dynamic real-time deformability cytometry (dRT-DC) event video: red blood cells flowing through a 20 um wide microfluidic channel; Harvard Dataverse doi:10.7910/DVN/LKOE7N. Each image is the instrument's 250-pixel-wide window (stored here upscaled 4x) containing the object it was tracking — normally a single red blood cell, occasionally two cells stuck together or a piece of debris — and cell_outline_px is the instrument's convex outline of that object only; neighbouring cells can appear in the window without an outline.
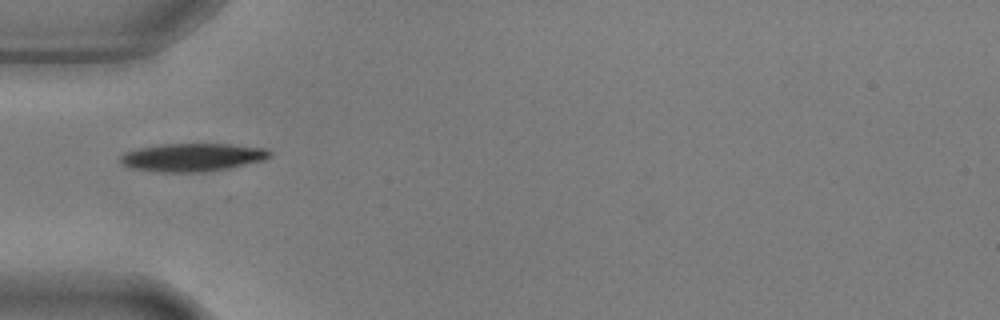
{"species": "common noctule bat (a hibernating species)", "species_latin": "Nyctalus noctula", "temperature_condition": "warm", "stored_images_in_passage": 12, "camera_frame_rate_fps": 3000, "um_per_image_px": 0.085, "animal": {"sex": "male", "body_mass_g": 17.9, "forearm_length_mm": 54.2}, "frame": {"image": 1, "passage_image": 1, "time_ms": 0.0, "image_size_px": [1000, 320], "cell_outline_px": [[272, 156], [264, 160], [228, 168], [204, 172], [160, 172], [132, 168], [120, 164], [120, 156], [124, 152], [140, 148], [160, 144], [232, 144], [268, 148], [272, 152]], "centroid_in_image_um": [16.38, 13.37], "position_along_channel_um": 68.6, "area_um2": 24.62}}
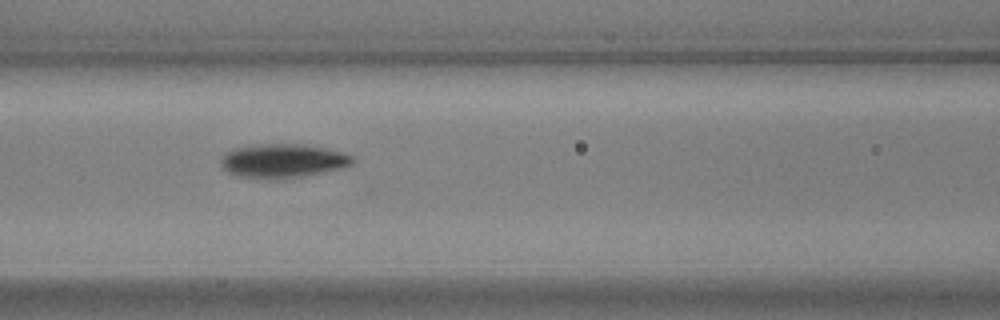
{"frame": {"image": 2, "passage_image": 7, "time_ms": 2.0, "image_size_px": [1000, 320], "cell_outline_px": [[356, 160], [352, 164], [344, 168], [284, 180], [240, 176], [228, 172], [220, 164], [220, 160], [228, 152], [236, 148], [260, 144], [296, 144], [324, 148], [344, 152], [352, 156]], "centroid_in_image_um": [24.1, 13.69], "position_along_channel_um": 142.5, "area_um2": 25.95}}
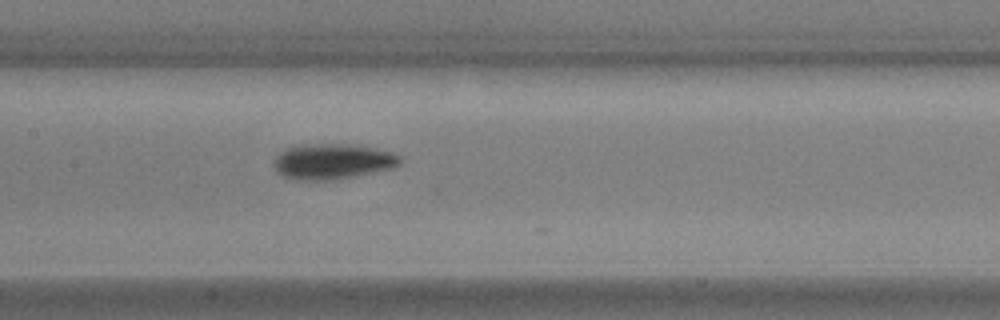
{"frame": {"image": 3, "passage_image": 10, "time_ms": 3.0, "image_size_px": [1000, 320], "cell_outline_px": [[400, 164], [392, 168], [356, 176], [332, 180], [292, 180], [276, 172], [272, 164], [276, 156], [280, 152], [288, 148], [300, 144], [344, 144], [372, 148], [392, 152], [400, 156]], "centroid_in_image_um": [28.21, 13.73], "position_along_channel_um": 179.2, "area_um2": 26.13}}